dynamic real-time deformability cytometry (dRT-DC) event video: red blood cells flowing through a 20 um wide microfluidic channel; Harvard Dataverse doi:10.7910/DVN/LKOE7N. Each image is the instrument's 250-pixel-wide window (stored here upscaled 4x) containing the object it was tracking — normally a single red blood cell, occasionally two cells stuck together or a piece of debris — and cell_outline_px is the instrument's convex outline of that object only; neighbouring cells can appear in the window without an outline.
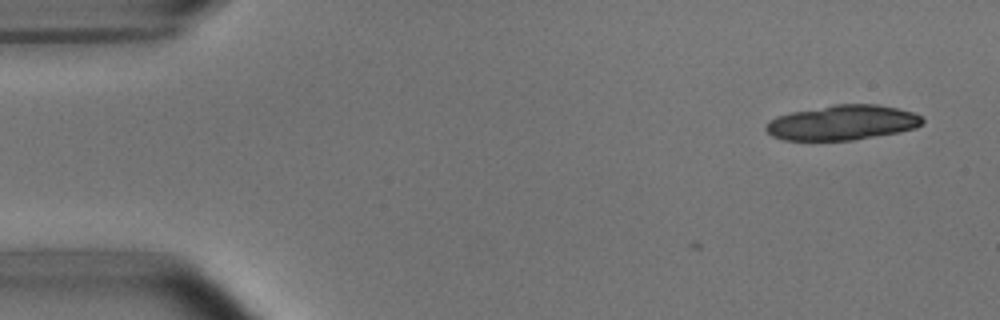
{"species": "common noctule bat (a hibernating species)", "species_latin": "Nyctalus noctula", "temperature_condition": "room temperature", "stored_images_in_passage": 2, "camera_frame_rate_fps": 3000, "um_per_image_px": 0.085, "animal": {"sex": "male", "body_mass_g": 15.6}, "frame": {"image": 1, "passage_image": 2, "time_ms": 0.333, "image_size_px": [1000, 320], "cell_outline_px": [[924, 124], [916, 128], [900, 132], [852, 140], [784, 140], [772, 136], [764, 128], [768, 120], [776, 116], [792, 112], [836, 104], [876, 104], [896, 108], [912, 112], [920, 116], [924, 120]], "centroid_in_image_um": [71.6, 10.43], "position_along_channel_um": 13.4, "area_um2": 31.85}}